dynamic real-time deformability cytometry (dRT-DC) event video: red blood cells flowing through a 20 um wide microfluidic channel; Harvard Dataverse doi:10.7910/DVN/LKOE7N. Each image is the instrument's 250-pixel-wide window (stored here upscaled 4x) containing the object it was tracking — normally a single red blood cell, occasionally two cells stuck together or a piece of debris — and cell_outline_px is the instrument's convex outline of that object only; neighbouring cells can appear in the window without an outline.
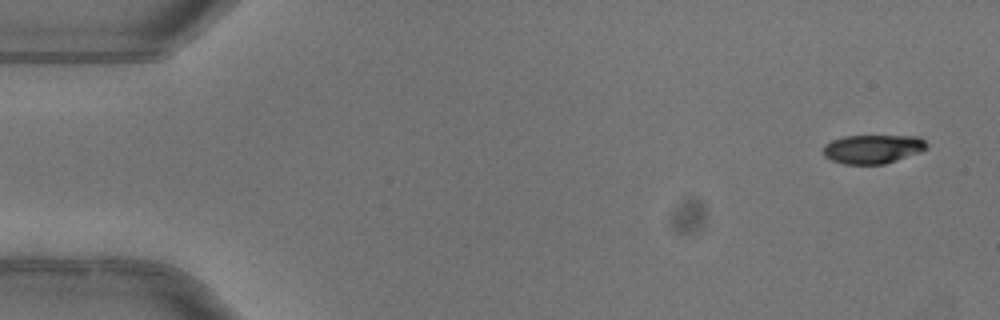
{"species": "common noctule bat (a hibernating species)", "species_latin": "Nyctalus noctula", "temperature_condition": "warm", "stored_images_in_passage": 4, "camera_frame_rate_fps": 3000, "um_per_image_px": 0.085, "animal": {"sex": "female"}, "frame": {"image": 1, "passage_image": 1, "time_ms": 0.0, "image_size_px": [1000, 320], "cell_outline_px": [[928, 148], [920, 152], [884, 164], [844, 164], [832, 160], [824, 156], [824, 144], [832, 140], [844, 136], [920, 136], [928, 144]], "centroid_in_image_um": [74.2, 12.66], "position_along_channel_um": 10.8, "area_um2": 17.4}}
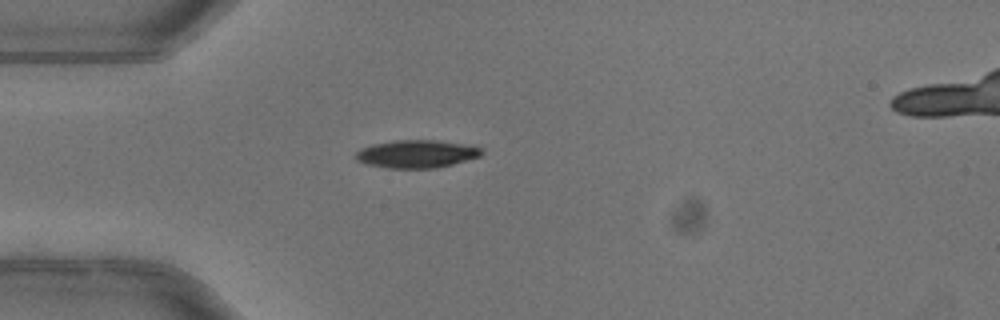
{"frame": {"image": 2, "passage_image": 4, "time_ms": 1.0, "image_size_px": [1000, 320], "cell_outline_px": [[484, 152], [480, 156], [452, 164], [436, 168], [388, 168], [364, 164], [356, 160], [356, 152], [360, 148], [372, 144], [392, 140], [436, 140], [484, 148]], "centroid_in_image_um": [35.37, 13.08], "position_along_channel_um": 49.6, "area_um2": 20.46}}